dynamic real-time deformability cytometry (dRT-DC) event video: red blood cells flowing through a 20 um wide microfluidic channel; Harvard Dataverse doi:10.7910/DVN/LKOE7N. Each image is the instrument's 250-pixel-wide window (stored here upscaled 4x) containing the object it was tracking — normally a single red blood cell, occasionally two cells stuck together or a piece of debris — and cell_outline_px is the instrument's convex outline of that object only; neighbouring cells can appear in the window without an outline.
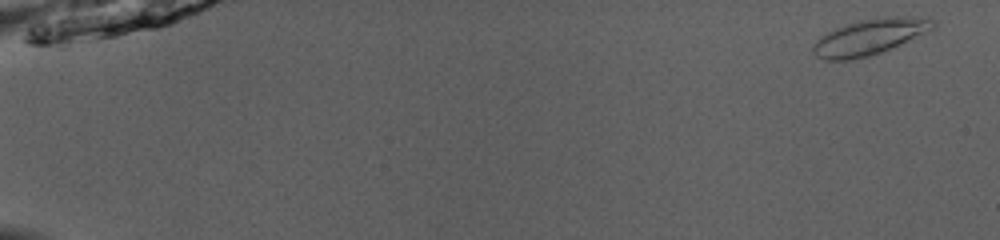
{"species": "common noctule bat (a hibernating species)", "species_latin": "Nyctalus noctula", "temperature_condition": "room temperature", "stored_images_in_passage": 50, "camera_frame_rate_fps": 3000, "um_per_image_px": 0.085, "animal": {"sex": "male", "body_mass_g": 13.0, "forearm_length_mm": 53.1}, "frame": {"image": 1, "passage_image": 1, "time_ms": 0.0, "image_size_px": [1000, 240], "cell_outline_px": [[936, 28], [892, 48], [868, 56], [848, 60], [824, 60], [816, 56], [812, 52], [812, 44], [816, 40], [828, 32], [836, 28], [860, 20], [888, 16], [908, 16], [936, 20]], "centroid_in_image_um": [73.94, 3.14], "position_along_channel_um": 11.1, "area_um2": 24.97}}
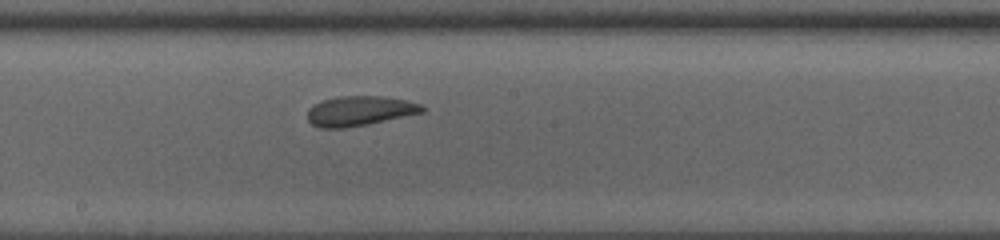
{"frame": {"image": 2, "passage_image": 29, "time_ms": 9.333, "image_size_px": [1000, 240], "cell_outline_px": [[428, 108], [424, 112], [368, 124], [344, 128], [320, 128], [312, 124], [308, 120], [308, 108], [324, 100], [340, 96], [384, 96], [424, 104]], "centroid_in_image_um": [30.62, 9.43], "position_along_channel_um": 217.6, "area_um2": 19.94}}
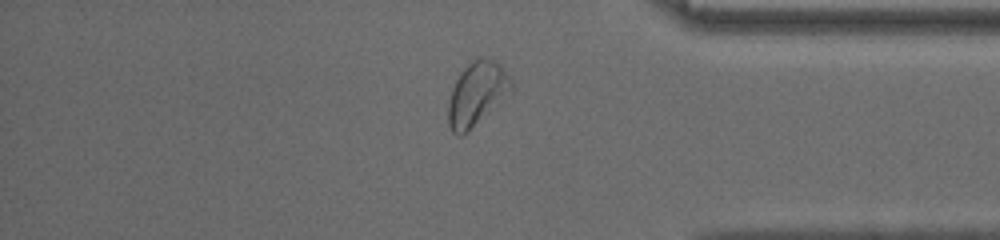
{"frame": {"image": 3, "passage_image": 43, "time_ms": 14.0, "image_size_px": [1000, 240], "cell_outline_px": [[512, 92], [508, 96], [468, 132], [460, 136], [452, 132], [448, 124], [448, 104], [452, 88], [460, 72], [476, 56], [484, 56], [500, 64], [504, 68], [512, 80]], "centroid_in_image_um": [40.55, 7.96], "position_along_channel_um": 394.7, "area_um2": 23.7}, "authors_computed_cell_mechanics": {"area_um2": 21.6172, "velocity_mm_per_s": 4.0359, "shape_relaxation_time_tau1_ms": 6.3715, "shape_relaxation_time_tau2_ms": 2.0206, "deformation_change_tau1": 0.1432, "deformation_change_tau2": 0.0665}}